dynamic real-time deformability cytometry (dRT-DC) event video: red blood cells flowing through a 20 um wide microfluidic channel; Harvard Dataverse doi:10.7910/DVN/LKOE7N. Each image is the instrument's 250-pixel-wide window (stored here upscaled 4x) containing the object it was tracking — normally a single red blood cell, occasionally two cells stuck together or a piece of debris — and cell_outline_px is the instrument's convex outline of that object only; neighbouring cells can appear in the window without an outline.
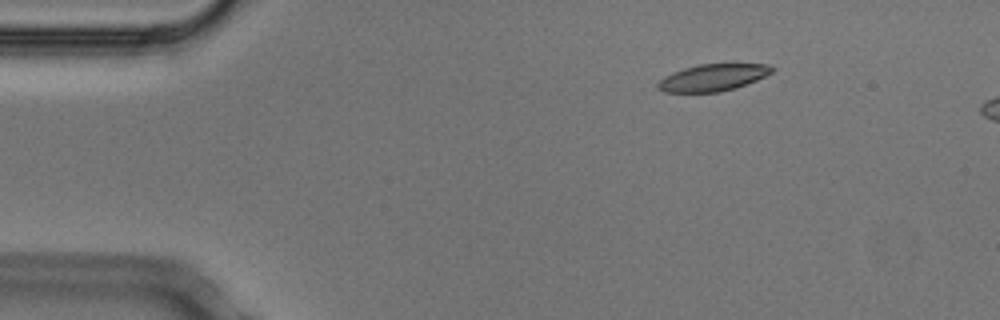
{"species": "Egyptian fruit bat (a non-hibernating species)", "species_latin": "Rousettus aegyptiacus", "temperature_condition": "cold", "stored_images_in_passage": 6, "segment_of_instrument_passage": [1, 2], "camera_frame_rate_fps": 3000, "um_per_image_px": 0.085, "animal": {"sex": "male"}, "frame": {"image": 1, "passage_image": 3, "time_ms": 0.667, "image_size_px": [1000, 320], "cell_outline_px": [[776, 68], [772, 72], [756, 80], [736, 88], [720, 92], [664, 92], [656, 88], [656, 84], [664, 76], [672, 72], [684, 68], [700, 64], [768, 64]], "centroid_in_image_um": [60.57, 6.59], "position_along_channel_um": 24.4, "area_um2": 17.92}}